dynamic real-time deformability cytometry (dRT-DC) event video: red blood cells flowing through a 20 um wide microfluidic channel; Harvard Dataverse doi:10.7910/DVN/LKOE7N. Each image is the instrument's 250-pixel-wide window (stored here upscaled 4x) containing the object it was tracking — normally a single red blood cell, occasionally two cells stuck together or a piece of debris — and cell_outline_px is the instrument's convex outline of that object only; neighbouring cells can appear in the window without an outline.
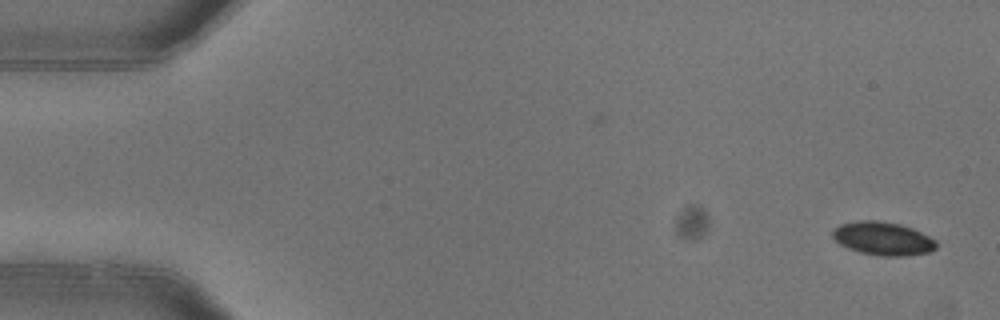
{"species": "common noctule bat (a hibernating species)", "species_latin": "Nyctalus noctula", "temperature_condition": "warm", "stored_images_in_passage": 2, "camera_frame_rate_fps": 3000, "um_per_image_px": 0.085, "animal": {"sex": "female"}, "frame": {"image": 1, "passage_image": 2, "time_ms": 0.333, "image_size_px": [1000, 320], "cell_outline_px": [[936, 248], [928, 252], [904, 256], [880, 256], [860, 252], [848, 248], [840, 244], [832, 236], [832, 232], [840, 224], [856, 220], [880, 220], [900, 224], [912, 228], [936, 240]], "centroid_in_image_um": [75.04, 20.27], "position_along_channel_um": 10.0, "area_um2": 20.11}}